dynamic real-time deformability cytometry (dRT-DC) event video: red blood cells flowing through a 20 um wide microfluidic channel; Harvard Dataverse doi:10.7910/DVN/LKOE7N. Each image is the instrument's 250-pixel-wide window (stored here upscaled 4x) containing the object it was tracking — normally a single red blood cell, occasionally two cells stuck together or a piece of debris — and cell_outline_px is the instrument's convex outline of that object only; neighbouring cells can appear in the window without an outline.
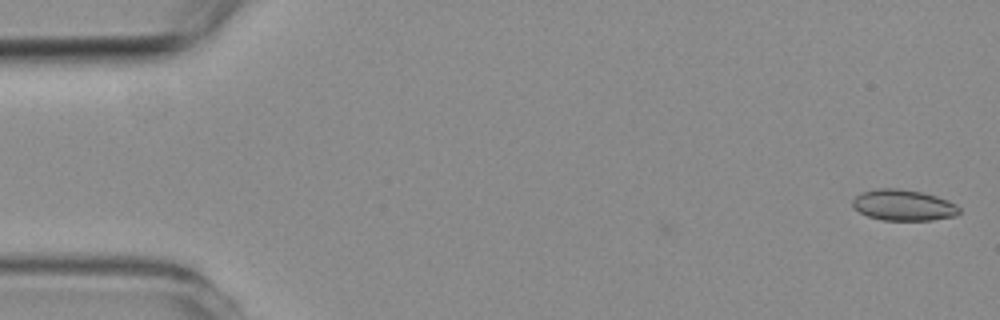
{"species": "common noctule bat (a hibernating species)", "species_latin": "Nyctalus noctula", "temperature_condition": "room temperature", "stored_images_in_passage": 5, "camera_frame_rate_fps": 3000, "um_per_image_px": 0.085, "animal": {"sex": "female", "body_mass_g": 19.3, "forearm_length_mm": 54.1}, "frame": {"image": 1, "passage_image": 1, "time_ms": 0.0, "image_size_px": [1000, 320], "cell_outline_px": [[960, 212], [956, 216], [932, 220], [880, 220], [868, 216], [860, 212], [852, 204], [852, 200], [856, 196], [864, 192], [876, 188], [896, 188], [924, 192], [948, 200], [956, 204], [960, 208]], "centroid_in_image_um": [76.82, 17.44], "position_along_channel_um": 8.2, "area_um2": 19.31}}